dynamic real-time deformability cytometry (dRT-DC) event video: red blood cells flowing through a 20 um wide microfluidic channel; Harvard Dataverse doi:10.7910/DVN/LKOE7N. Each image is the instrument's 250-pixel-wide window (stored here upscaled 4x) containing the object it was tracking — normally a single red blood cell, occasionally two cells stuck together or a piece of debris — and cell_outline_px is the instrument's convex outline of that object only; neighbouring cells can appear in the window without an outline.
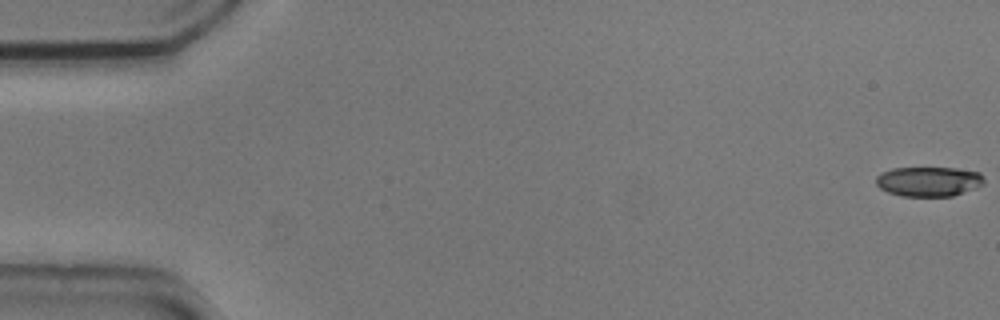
{"species": "common noctule bat (a hibernating species)", "species_latin": "Nyctalus noctula", "temperature_condition": "cold", "stored_images_in_passage": 49, "camera_frame_rate_fps": 3000, "um_per_image_px": 0.085, "animal": {"sex": "male", "body_mass_g": 20.5, "forearm_length_mm": 52.5}, "frame": {"image": 1, "passage_image": 1, "time_ms": 0.0, "image_size_px": [1000, 320], "cell_outline_px": [[984, 184], [976, 188], [952, 196], [900, 196], [888, 192], [880, 188], [876, 184], [876, 176], [880, 172], [892, 168], [956, 168], [980, 172], [984, 180]], "centroid_in_image_um": [78.93, 15.42], "position_along_channel_um": 6.1, "area_um2": 18.84}}
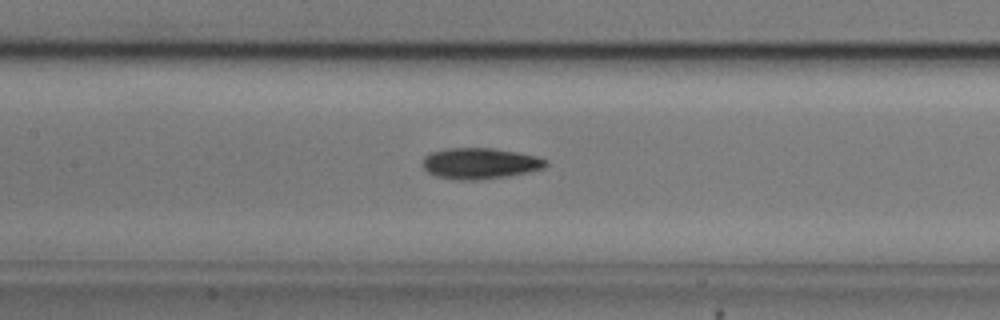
{"frame": {"image": 2, "passage_image": 26, "time_ms": 8.333, "image_size_px": [1000, 320], "cell_outline_px": [[548, 164], [544, 168], [528, 172], [508, 176], [480, 180], [456, 180], [436, 176], [428, 172], [424, 168], [424, 156], [432, 152], [444, 148], [496, 148], [536, 156], [548, 160]], "centroid_in_image_um": [40.82, 13.89], "position_along_channel_um": 166.6, "area_um2": 22.37}}
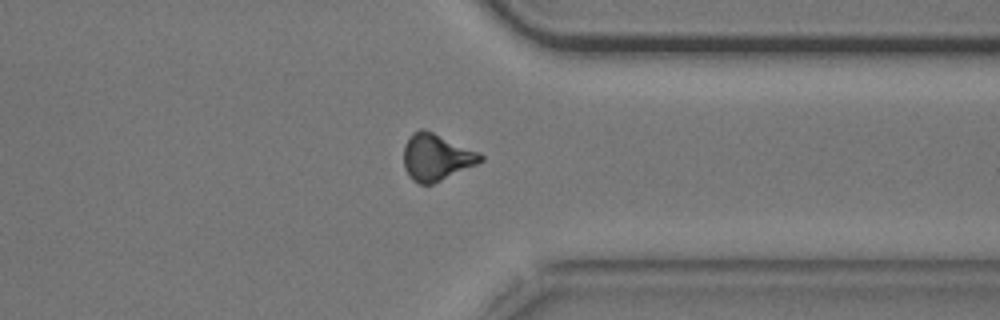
{"frame": {"image": 3, "passage_image": 43, "time_ms": 14.0, "image_size_px": [1000, 320], "cell_outline_px": [[484, 160], [476, 164], [432, 184], [420, 184], [412, 180], [408, 176], [404, 168], [404, 144], [412, 132], [420, 128], [424, 128], [480, 152], [484, 156]], "centroid_in_image_um": [37.07, 13.34], "position_along_channel_um": 374.3, "area_um2": 20.98}, "authors_computed_cell_mechanics": {"area_um2": 21.0392, "velocity_mm_per_s": 3.7259, "shape_relaxation_time_tau1_ms": 2.8458, "shape_relaxation_time_tau2_ms": 6.5824, "deformation_change_tau1": 0.117, "deformation_change_tau2": 0.1517}}